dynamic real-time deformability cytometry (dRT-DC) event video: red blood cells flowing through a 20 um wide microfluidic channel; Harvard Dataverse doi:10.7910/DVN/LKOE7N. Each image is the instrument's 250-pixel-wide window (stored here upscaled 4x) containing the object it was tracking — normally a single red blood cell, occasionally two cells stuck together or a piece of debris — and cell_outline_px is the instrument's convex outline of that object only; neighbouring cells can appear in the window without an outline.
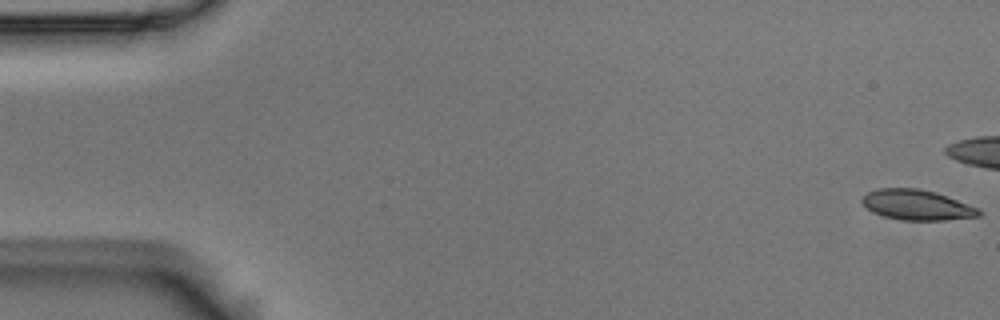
{"species": "Egyptian fruit bat (a non-hibernating species)", "species_latin": "Rousettus aegyptiacus", "temperature_condition": "room temperature", "stored_images_in_passage": 9, "segment_of_instrument_passage": [1, 2], "camera_frame_rate_fps": 3000, "um_per_image_px": 0.085, "animal": {"sex": "male"}, "frame": {"image": 1, "passage_image": 1, "time_ms": 0.0, "image_size_px": [1000, 320], "cell_outline_px": [[980, 216], [944, 220], [904, 220], [884, 216], [872, 212], [860, 200], [868, 192], [876, 188], [920, 188], [936, 192], [948, 196], [980, 208]], "centroid_in_image_um": [77.95, 17.41], "position_along_channel_um": 7.0, "area_um2": 20.63}}
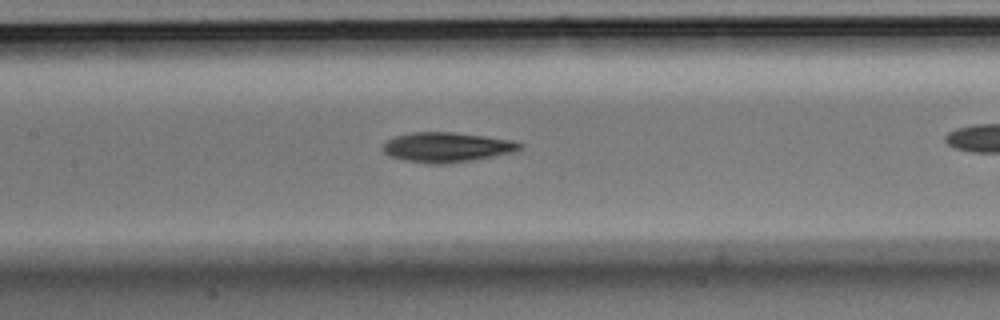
{"frame": {"image": 2, "passage_image": 8, "time_ms": 2.333, "image_size_px": [1000, 320], "cell_outline_px": [[524, 148], [516, 152], [472, 160], [440, 164], [428, 164], [404, 160], [388, 156], [380, 148], [388, 140], [396, 136], [412, 132], [452, 132], [484, 136], [512, 140], [524, 144]], "centroid_in_image_um": [37.99, 12.52], "position_along_channel_um": 169.4, "area_um2": 23.93}}